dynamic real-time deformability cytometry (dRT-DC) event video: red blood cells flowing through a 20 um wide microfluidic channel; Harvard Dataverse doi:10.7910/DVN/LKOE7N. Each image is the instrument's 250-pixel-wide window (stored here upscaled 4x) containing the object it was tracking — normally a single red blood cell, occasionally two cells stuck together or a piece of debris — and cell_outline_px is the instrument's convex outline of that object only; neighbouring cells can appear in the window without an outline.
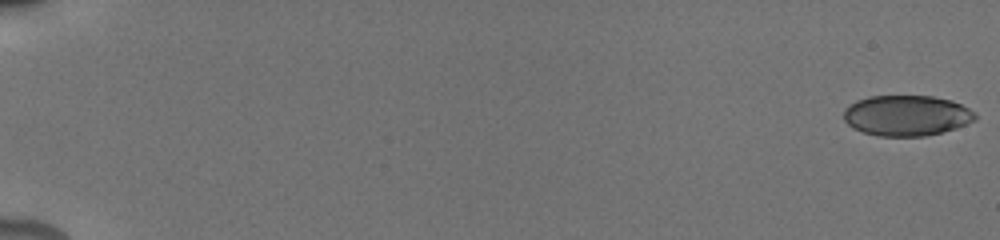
{"species": "human", "species_latin": "Homo sapiens", "temperature_condition": "cold", "stored_images_in_passage": 64, "camera_frame_rate_fps": 3000, "um_per_image_px": 0.085, "donor": {"sex": "male"}, "frame": {"image": 1, "passage_image": 1, "time_ms": 0.0, "image_size_px": [1000, 240], "cell_outline_px": [[976, 120], [968, 124], [956, 128], [924, 136], [880, 136], [864, 132], [852, 128], [844, 120], [844, 108], [856, 100], [868, 96], [932, 96], [952, 100], [976, 112]], "centroid_in_image_um": [77.06, 9.81], "position_along_channel_um": 7.9, "area_um2": 31.21}}
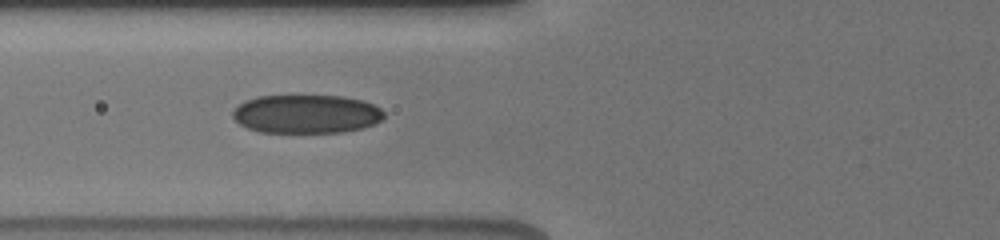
{"frame": {"image": 2, "passage_image": 23, "time_ms": 7.667, "image_size_px": [1000, 240], "cell_outline_px": [[384, 116], [380, 120], [364, 128], [344, 132], [260, 132], [248, 128], [240, 124], [232, 116], [232, 112], [244, 100], [256, 96], [344, 96], [364, 100], [380, 108], [384, 112]], "centroid_in_image_um": [26.04, 9.68], "position_along_channel_um": 99.8, "area_um2": 34.04}}
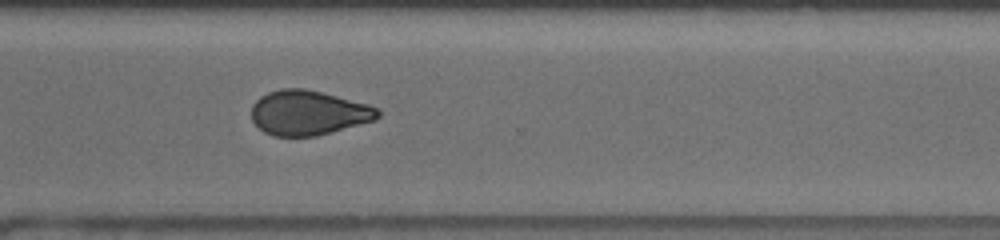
{"frame": {"image": 3, "passage_image": 47, "time_ms": 14.0, "image_size_px": [1000, 240], "cell_outline_px": [[380, 116], [372, 120], [316, 136], [272, 136], [264, 132], [252, 120], [252, 104], [260, 96], [268, 92], [280, 88], [304, 88], [368, 104], [380, 108]], "centroid_in_image_um": [26.18, 9.58], "position_along_channel_um": 344.4, "area_um2": 32.66}, "authors_computed_cell_mechanics": {"area_um2": 33.1194, "velocity_mm_per_s": 3.8681, "shape_relaxation_time_tau1_ms": null, "shape_relaxation_time_tau2_ms": 3.2273, "deformation_change_tau1": null, "deformation_change_tau2": 0.0888}}